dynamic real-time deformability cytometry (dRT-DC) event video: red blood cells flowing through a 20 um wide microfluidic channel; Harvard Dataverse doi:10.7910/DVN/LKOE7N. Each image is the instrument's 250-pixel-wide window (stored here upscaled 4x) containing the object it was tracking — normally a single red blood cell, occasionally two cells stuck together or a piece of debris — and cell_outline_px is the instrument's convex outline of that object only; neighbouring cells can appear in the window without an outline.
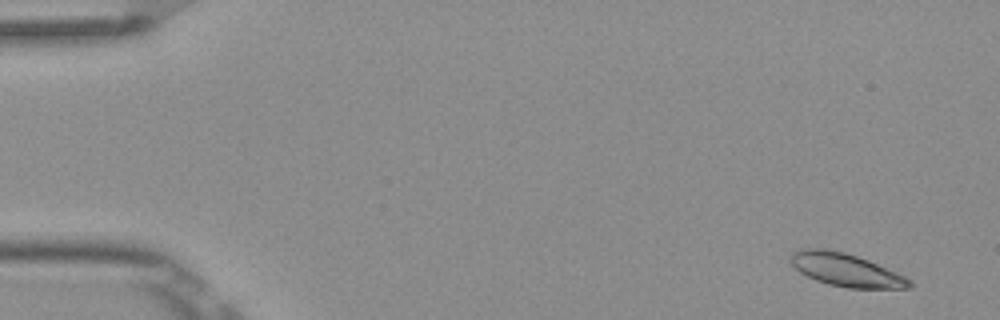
{"species": "Egyptian fruit bat (a non-hibernating species)", "species_latin": "Rousettus aegyptiacus", "temperature_condition": "room temperature", "stored_images_in_passage": 5, "camera_frame_rate_fps": 3000, "um_per_image_px": 0.085, "frame": {"image": 1, "passage_image": 2, "time_ms": 0.333, "image_size_px": [1000, 320], "cell_outline_px": [[912, 288], [848, 288], [828, 284], [816, 280], [800, 272], [792, 264], [792, 252], [804, 248], [828, 248], [844, 252], [868, 260], [896, 272], [912, 280]], "centroid_in_image_um": [71.93, 22.94], "position_along_channel_um": 13.1, "area_um2": 22.66}}